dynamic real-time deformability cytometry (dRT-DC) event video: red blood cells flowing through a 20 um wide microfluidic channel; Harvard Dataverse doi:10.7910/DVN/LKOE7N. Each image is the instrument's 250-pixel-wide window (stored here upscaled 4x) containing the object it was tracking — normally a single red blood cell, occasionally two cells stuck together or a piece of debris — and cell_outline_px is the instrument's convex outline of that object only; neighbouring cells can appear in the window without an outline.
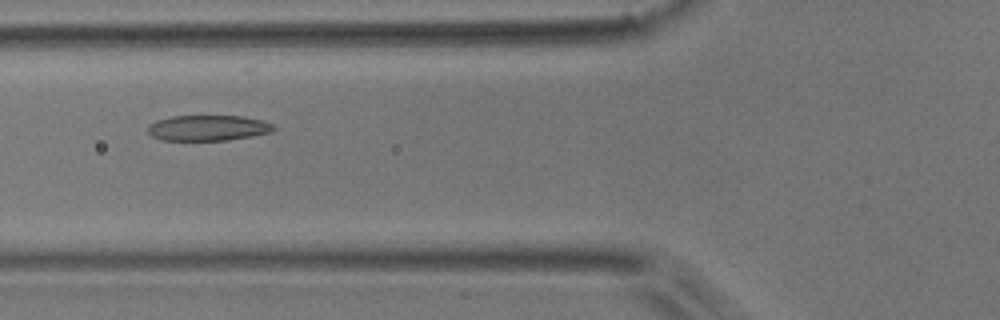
{"species": "common noctule bat (a hibernating species)", "species_latin": "Nyctalus noctula", "temperature_condition": "room temperature", "stored_images_in_passage": 7, "camera_frame_rate_fps": 3000, "um_per_image_px": 0.085, "animal": {"sex": "male", "body_mass_g": 17.9}, "frame": {"image": 1, "passage_image": 5, "time_ms": 1.333, "image_size_px": [1000, 320], "cell_outline_px": [[276, 128], [272, 132], [252, 136], [228, 140], [160, 140], [152, 136], [148, 132], [148, 124], [156, 120], [172, 116], [244, 116], [260, 120], [272, 124]], "centroid_in_image_um": [17.66, 10.87], "position_along_channel_um": 108.1, "area_um2": 18.79}}
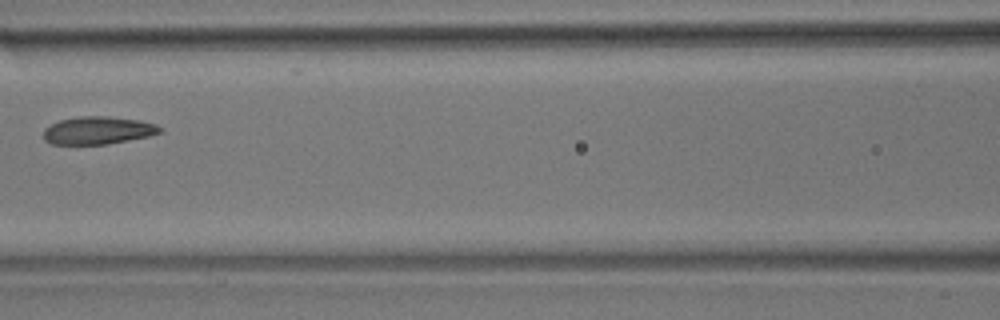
{"frame": {"image": 2, "passage_image": 6, "time_ms": 1.667, "image_size_px": [1000, 320], "cell_outline_px": [[164, 128], [160, 132], [148, 136], [108, 144], [52, 144], [44, 140], [44, 128], [60, 120], [80, 116], [104, 116], [140, 120], [156, 124]], "centroid_in_image_um": [8.33, 11.08], "position_along_channel_um": 158.3, "area_um2": 18.73}}
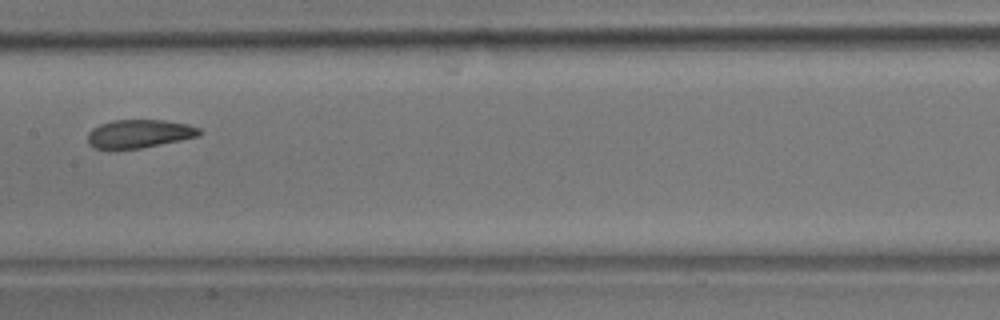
{"frame": {"image": 3, "passage_image": 7, "time_ms": 2.0, "image_size_px": [1000, 320], "cell_outline_px": [[204, 132], [200, 136], [140, 148], [92, 148], [88, 144], [88, 132], [92, 128], [100, 124], [112, 120], [164, 120], [188, 124], [200, 128]], "centroid_in_image_um": [11.86, 11.35], "position_along_channel_um": 195.5, "area_um2": 18.44}}